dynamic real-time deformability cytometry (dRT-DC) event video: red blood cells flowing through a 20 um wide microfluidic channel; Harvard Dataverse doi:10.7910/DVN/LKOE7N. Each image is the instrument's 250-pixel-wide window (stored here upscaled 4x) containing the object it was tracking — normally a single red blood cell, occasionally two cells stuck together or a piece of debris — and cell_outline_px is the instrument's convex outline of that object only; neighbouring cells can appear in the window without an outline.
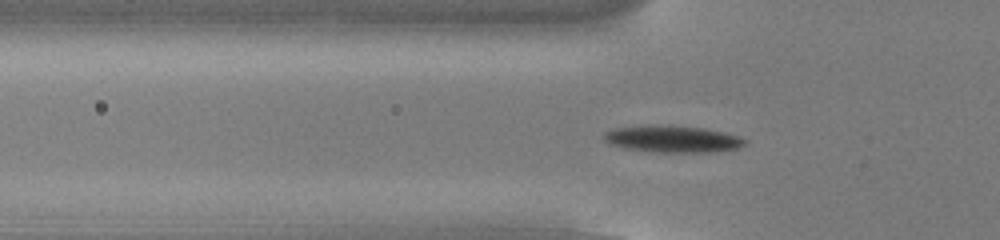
{"species": "common noctule bat (a hibernating species)", "species_latin": "Nyctalus noctula", "temperature_condition": "cold", "stored_images_in_passage": 54, "camera_frame_rate_fps": 3000, "um_per_image_px": 0.085, "animal": {"sex": "male", "body_mass_g": 13.0, "forearm_length_mm": 53.1}, "frame": {"image": 1, "passage_image": 18, "time_ms": 5.667, "image_size_px": [1000, 240], "cell_outline_px": [[748, 144], [736, 148], [712, 152], [652, 152], [624, 148], [608, 144], [600, 136], [604, 132], [612, 128], [640, 124], [656, 124], [704, 128], [724, 132], [748, 140]], "centroid_in_image_um": [57.06, 11.8], "position_along_channel_um": 68.7, "area_um2": 22.6}}
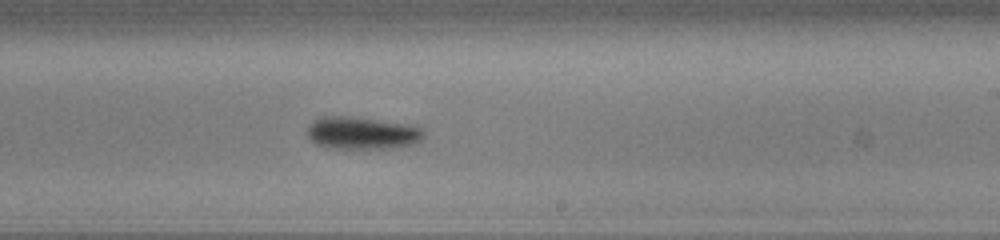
{"frame": {"image": 2, "passage_image": 33, "time_ms": 10.667, "image_size_px": [1000, 240], "cell_outline_px": [[424, 136], [416, 144], [400, 148], [324, 148], [316, 144], [308, 136], [308, 128], [312, 120], [320, 116], [348, 116], [408, 124], [424, 128]], "centroid_in_image_um": [30.8, 11.31], "position_along_channel_um": 258.2, "area_um2": 22.31}}
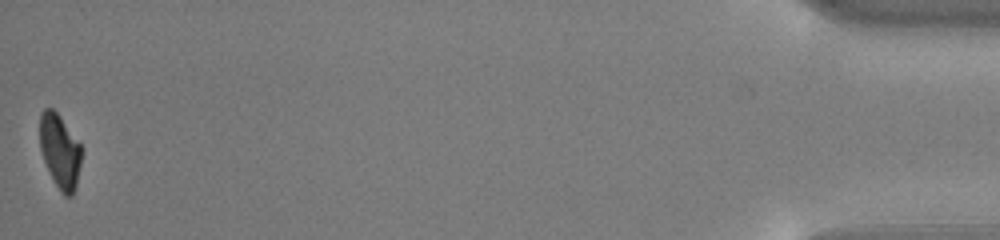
{"frame": {"image": 3, "passage_image": 54, "time_ms": 17.667, "image_size_px": [1000, 240], "cell_outline_px": [[80, 164], [76, 184], [72, 196], [64, 196], [60, 192], [44, 160], [40, 148], [40, 112], [44, 108], [52, 108], [56, 112], [80, 144]], "centroid_in_image_um": [5.07, 12.84], "position_along_channel_um": 430.1, "area_um2": 17.46}, "authors_computed_cell_mechanics": {"area_um2": 20.1144, "velocity_mm_per_s": 3.8128, "shape_relaxation_time_tau1_ms": 2.0569, "shape_relaxation_time_tau2_ms": null, "deformation_change_tau1": 0.0964, "deformation_change_tau2": null}}